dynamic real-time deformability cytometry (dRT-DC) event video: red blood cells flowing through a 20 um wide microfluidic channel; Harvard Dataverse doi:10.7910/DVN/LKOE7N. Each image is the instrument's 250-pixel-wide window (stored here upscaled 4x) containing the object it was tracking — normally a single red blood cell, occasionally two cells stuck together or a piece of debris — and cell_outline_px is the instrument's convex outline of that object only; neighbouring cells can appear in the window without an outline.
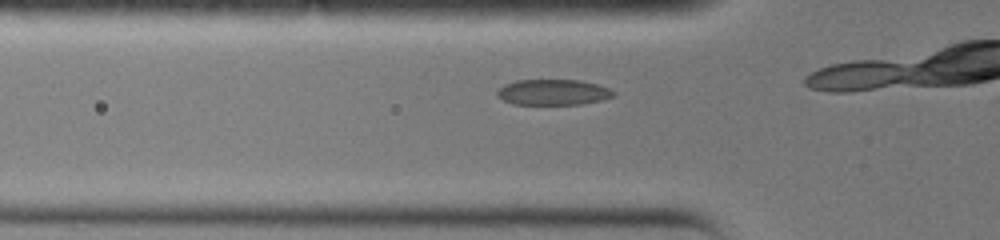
{"species": "common noctule bat (a hibernating species)", "species_latin": "Nyctalus noctula", "temperature_condition": "warm", "stored_images_in_passage": 9, "camera_frame_rate_fps": 3000, "um_per_image_px": 0.085, "animal": {"sex": "female", "body_mass_g": 19.0, "forearm_length_mm": 51.5}, "frame": {"image": 1, "passage_image": 3, "time_ms": 0.667, "image_size_px": [1000, 240], "cell_outline_px": [[616, 96], [600, 100], [580, 104], [512, 104], [496, 96], [496, 92], [504, 84], [516, 80], [580, 80], [596, 84], [608, 88], [616, 92]], "centroid_in_image_um": [47.0, 7.83], "position_along_channel_um": 78.8, "area_um2": 17.4}}